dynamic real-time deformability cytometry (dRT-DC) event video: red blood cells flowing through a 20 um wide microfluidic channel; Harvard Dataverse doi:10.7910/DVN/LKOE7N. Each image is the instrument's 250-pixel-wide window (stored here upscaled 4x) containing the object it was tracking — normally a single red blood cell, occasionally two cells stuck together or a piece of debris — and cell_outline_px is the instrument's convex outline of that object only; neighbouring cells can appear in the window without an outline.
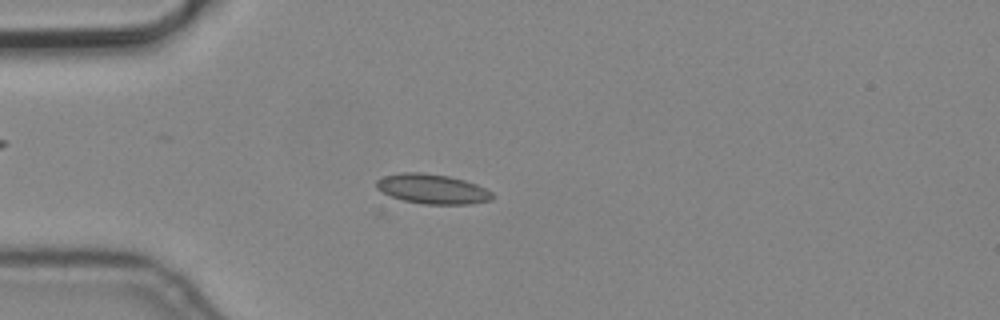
{"species": "common noctule bat (a hibernating species)", "species_latin": "Nyctalus noctula", "temperature_condition": "cold", "stored_images_in_passage": 4, "camera_frame_rate_fps": 3000, "um_per_image_px": 0.085, "animal": {"sex": "male", "body_mass_g": 19.2, "forearm_length_mm": 51.8}, "frame": {"image": 1, "passage_image": 4, "time_ms": 1.0, "image_size_px": [1000, 320], "cell_outline_px": [[492, 200], [472, 204], [424, 204], [404, 200], [392, 196], [376, 188], [376, 180], [384, 176], [400, 172], [420, 172], [448, 176], [464, 180], [476, 184], [492, 192]], "centroid_in_image_um": [36.75, 16.06], "position_along_channel_um": 48.2, "area_um2": 19.94}}